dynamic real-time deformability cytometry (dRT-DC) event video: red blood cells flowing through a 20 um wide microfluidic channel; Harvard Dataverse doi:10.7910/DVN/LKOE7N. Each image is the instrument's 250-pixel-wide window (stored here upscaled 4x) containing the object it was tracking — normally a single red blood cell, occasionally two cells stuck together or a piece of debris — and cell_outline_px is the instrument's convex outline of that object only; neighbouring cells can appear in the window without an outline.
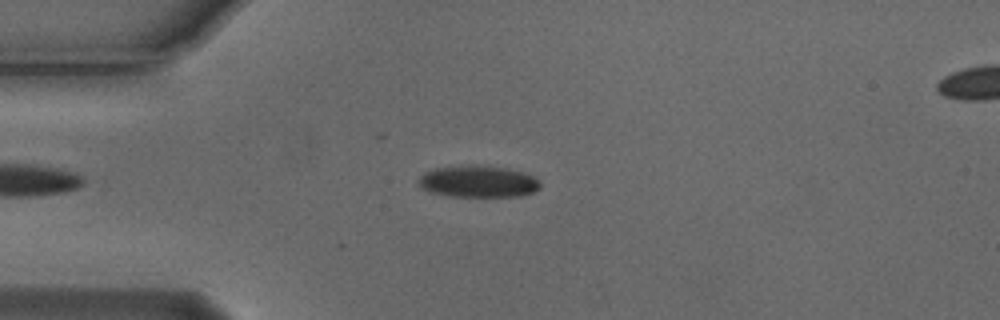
{"species": "Egyptian fruit bat (a non-hibernating species)", "species_latin": "Rousettus aegyptiacus", "temperature_condition": "cold", "stored_images_in_passage": 5, "camera_frame_rate_fps": 3000, "um_per_image_px": 0.085, "animal": {"sex": "male"}, "frame": {"image": 1, "passage_image": 3, "time_ms": 0.667, "image_size_px": [1000, 320], "cell_outline_px": [[540, 188], [532, 192], [520, 196], [448, 196], [432, 192], [424, 188], [420, 184], [420, 176], [424, 172], [436, 168], [472, 164], [480, 164], [508, 168], [524, 172], [536, 176], [540, 184]], "centroid_in_image_um": [40.7, 15.4], "position_along_channel_um": 44.3, "area_um2": 22.6}}
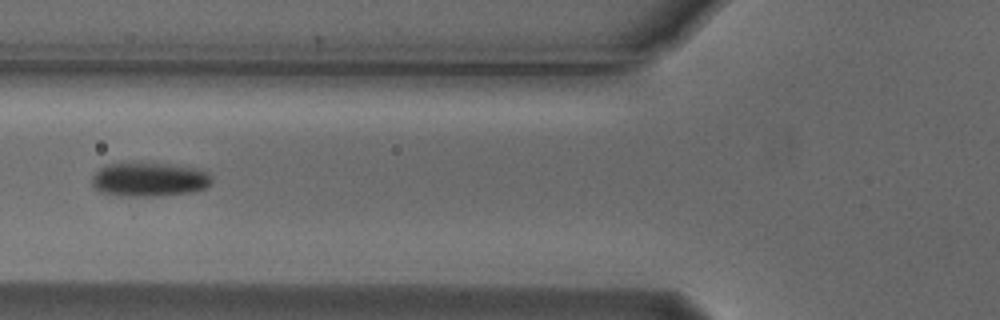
{"frame": {"image": 2, "passage_image": 5, "time_ms": 1.333, "image_size_px": [1000, 320], "cell_outline_px": [[212, 184], [204, 188], [192, 192], [132, 200], [100, 192], [92, 184], [92, 176], [104, 164], [140, 160], [196, 168], [208, 172], [212, 176]], "centroid_in_image_um": [12.64, 15.26], "position_along_channel_um": 113.2, "area_um2": 25.37}}